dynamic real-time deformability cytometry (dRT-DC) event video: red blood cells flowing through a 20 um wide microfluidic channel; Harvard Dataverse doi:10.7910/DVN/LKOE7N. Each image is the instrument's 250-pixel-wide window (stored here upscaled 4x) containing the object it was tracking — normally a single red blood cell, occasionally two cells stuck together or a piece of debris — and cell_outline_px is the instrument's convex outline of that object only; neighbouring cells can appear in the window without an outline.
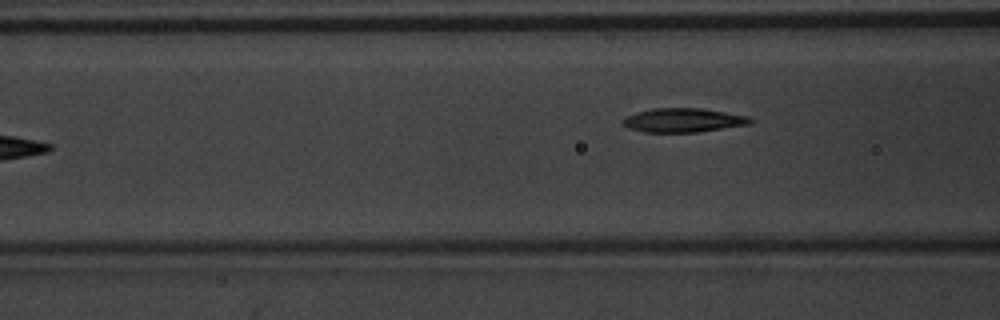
{"species": "common noctule bat (a hibernating species)", "species_latin": "Nyctalus noctula", "temperature_condition": "warm", "stored_images_in_passage": 8, "camera_frame_rate_fps": 3000, "um_per_image_px": 0.085, "animal": {"sex": "male", "body_mass_g": 20.1, "forearm_length_mm": 53.5}, "frame": {"image": 1, "passage_image": 8, "time_ms": 2.333, "image_size_px": [1000, 320], "cell_outline_px": [[756, 120], [752, 124], [696, 132], [644, 132], [628, 128], [620, 124], [620, 120], [624, 116], [636, 112], [652, 108], [700, 108], [748, 116]], "centroid_in_image_um": [58.03, 10.22], "position_along_channel_um": 108.6, "area_um2": 18.09}}